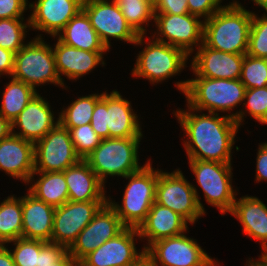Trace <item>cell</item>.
Segmentation results:
<instances>
[{
  "label": "cell",
  "mask_w": 267,
  "mask_h": 266,
  "mask_svg": "<svg viewBox=\"0 0 267 266\" xmlns=\"http://www.w3.org/2000/svg\"><path fill=\"white\" fill-rule=\"evenodd\" d=\"M185 107L188 109L178 107L173 114L187 138L183 146L188 159L232 163V149L241 128L237 122L220 113H203Z\"/></svg>",
  "instance_id": "obj_1"
},
{
  "label": "cell",
  "mask_w": 267,
  "mask_h": 266,
  "mask_svg": "<svg viewBox=\"0 0 267 266\" xmlns=\"http://www.w3.org/2000/svg\"><path fill=\"white\" fill-rule=\"evenodd\" d=\"M177 90L182 92L189 107L208 113H225L235 120L231 111L244 102L246 87L240 79H212L194 77L175 82Z\"/></svg>",
  "instance_id": "obj_2"
},
{
  "label": "cell",
  "mask_w": 267,
  "mask_h": 266,
  "mask_svg": "<svg viewBox=\"0 0 267 266\" xmlns=\"http://www.w3.org/2000/svg\"><path fill=\"white\" fill-rule=\"evenodd\" d=\"M203 24V44L207 47L233 53L247 54L252 11L232 0Z\"/></svg>",
  "instance_id": "obj_3"
},
{
  "label": "cell",
  "mask_w": 267,
  "mask_h": 266,
  "mask_svg": "<svg viewBox=\"0 0 267 266\" xmlns=\"http://www.w3.org/2000/svg\"><path fill=\"white\" fill-rule=\"evenodd\" d=\"M143 137L107 138L84 159L106 185L109 177H126L141 170L145 164L139 163V145Z\"/></svg>",
  "instance_id": "obj_4"
},
{
  "label": "cell",
  "mask_w": 267,
  "mask_h": 266,
  "mask_svg": "<svg viewBox=\"0 0 267 266\" xmlns=\"http://www.w3.org/2000/svg\"><path fill=\"white\" fill-rule=\"evenodd\" d=\"M145 38V35H139L134 43V46L146 45L137 54L134 68L131 70L132 77L144 78L150 84L157 85L181 74L188 67L186 63L190 57L183 50L157 41L152 36L148 41Z\"/></svg>",
  "instance_id": "obj_5"
},
{
  "label": "cell",
  "mask_w": 267,
  "mask_h": 266,
  "mask_svg": "<svg viewBox=\"0 0 267 266\" xmlns=\"http://www.w3.org/2000/svg\"><path fill=\"white\" fill-rule=\"evenodd\" d=\"M151 163L150 160L141 170L124 177L128 184L120 204L108 195L107 202L125 227L138 228L155 202L158 168H153Z\"/></svg>",
  "instance_id": "obj_6"
},
{
  "label": "cell",
  "mask_w": 267,
  "mask_h": 266,
  "mask_svg": "<svg viewBox=\"0 0 267 266\" xmlns=\"http://www.w3.org/2000/svg\"><path fill=\"white\" fill-rule=\"evenodd\" d=\"M38 34L30 39L16 54L11 77L37 90L38 86L53 84L67 90L56 69L52 45L47 44Z\"/></svg>",
  "instance_id": "obj_7"
},
{
  "label": "cell",
  "mask_w": 267,
  "mask_h": 266,
  "mask_svg": "<svg viewBox=\"0 0 267 266\" xmlns=\"http://www.w3.org/2000/svg\"><path fill=\"white\" fill-rule=\"evenodd\" d=\"M180 168L171 173L158 169L155 203L170 208L194 225L206 214L194 184L187 181Z\"/></svg>",
  "instance_id": "obj_8"
},
{
  "label": "cell",
  "mask_w": 267,
  "mask_h": 266,
  "mask_svg": "<svg viewBox=\"0 0 267 266\" xmlns=\"http://www.w3.org/2000/svg\"><path fill=\"white\" fill-rule=\"evenodd\" d=\"M205 201L223 216L232 210L238 191L232 186V163L188 159ZM237 191V192H236Z\"/></svg>",
  "instance_id": "obj_9"
},
{
  "label": "cell",
  "mask_w": 267,
  "mask_h": 266,
  "mask_svg": "<svg viewBox=\"0 0 267 266\" xmlns=\"http://www.w3.org/2000/svg\"><path fill=\"white\" fill-rule=\"evenodd\" d=\"M186 233L152 243L145 250V260L151 266H214L218 260Z\"/></svg>",
  "instance_id": "obj_10"
},
{
  "label": "cell",
  "mask_w": 267,
  "mask_h": 266,
  "mask_svg": "<svg viewBox=\"0 0 267 266\" xmlns=\"http://www.w3.org/2000/svg\"><path fill=\"white\" fill-rule=\"evenodd\" d=\"M155 31L152 37L160 42L183 50L189 57L203 43L204 21L190 13L155 14Z\"/></svg>",
  "instance_id": "obj_11"
},
{
  "label": "cell",
  "mask_w": 267,
  "mask_h": 266,
  "mask_svg": "<svg viewBox=\"0 0 267 266\" xmlns=\"http://www.w3.org/2000/svg\"><path fill=\"white\" fill-rule=\"evenodd\" d=\"M80 160L69 130L60 123L34 143V171L63 172Z\"/></svg>",
  "instance_id": "obj_12"
},
{
  "label": "cell",
  "mask_w": 267,
  "mask_h": 266,
  "mask_svg": "<svg viewBox=\"0 0 267 266\" xmlns=\"http://www.w3.org/2000/svg\"><path fill=\"white\" fill-rule=\"evenodd\" d=\"M82 10L108 50L113 38L134 45L139 37L113 0H83Z\"/></svg>",
  "instance_id": "obj_13"
},
{
  "label": "cell",
  "mask_w": 267,
  "mask_h": 266,
  "mask_svg": "<svg viewBox=\"0 0 267 266\" xmlns=\"http://www.w3.org/2000/svg\"><path fill=\"white\" fill-rule=\"evenodd\" d=\"M135 237L140 238L137 228L125 227L86 255L80 266H140L145 261V249L137 250Z\"/></svg>",
  "instance_id": "obj_14"
},
{
  "label": "cell",
  "mask_w": 267,
  "mask_h": 266,
  "mask_svg": "<svg viewBox=\"0 0 267 266\" xmlns=\"http://www.w3.org/2000/svg\"><path fill=\"white\" fill-rule=\"evenodd\" d=\"M107 201H67L55 207L51 242L69 249Z\"/></svg>",
  "instance_id": "obj_15"
},
{
  "label": "cell",
  "mask_w": 267,
  "mask_h": 266,
  "mask_svg": "<svg viewBox=\"0 0 267 266\" xmlns=\"http://www.w3.org/2000/svg\"><path fill=\"white\" fill-rule=\"evenodd\" d=\"M125 226L115 210L107 202L94 215L93 220L78 234L68 253L80 262L105 241L114 238Z\"/></svg>",
  "instance_id": "obj_16"
},
{
  "label": "cell",
  "mask_w": 267,
  "mask_h": 266,
  "mask_svg": "<svg viewBox=\"0 0 267 266\" xmlns=\"http://www.w3.org/2000/svg\"><path fill=\"white\" fill-rule=\"evenodd\" d=\"M82 3L83 0H35L29 3L30 29L56 37L82 9Z\"/></svg>",
  "instance_id": "obj_17"
},
{
  "label": "cell",
  "mask_w": 267,
  "mask_h": 266,
  "mask_svg": "<svg viewBox=\"0 0 267 266\" xmlns=\"http://www.w3.org/2000/svg\"><path fill=\"white\" fill-rule=\"evenodd\" d=\"M195 51L189 60L195 77L240 79L244 54L219 51L203 43Z\"/></svg>",
  "instance_id": "obj_18"
},
{
  "label": "cell",
  "mask_w": 267,
  "mask_h": 266,
  "mask_svg": "<svg viewBox=\"0 0 267 266\" xmlns=\"http://www.w3.org/2000/svg\"><path fill=\"white\" fill-rule=\"evenodd\" d=\"M58 123L49 101L37 93L12 122V134L35 143Z\"/></svg>",
  "instance_id": "obj_19"
},
{
  "label": "cell",
  "mask_w": 267,
  "mask_h": 266,
  "mask_svg": "<svg viewBox=\"0 0 267 266\" xmlns=\"http://www.w3.org/2000/svg\"><path fill=\"white\" fill-rule=\"evenodd\" d=\"M52 50L55 57L56 69L63 84L66 83L62 78L64 75L69 80H79L89 74L98 65L105 66L104 55L107 51H85L60 42L56 39Z\"/></svg>",
  "instance_id": "obj_20"
},
{
  "label": "cell",
  "mask_w": 267,
  "mask_h": 266,
  "mask_svg": "<svg viewBox=\"0 0 267 266\" xmlns=\"http://www.w3.org/2000/svg\"><path fill=\"white\" fill-rule=\"evenodd\" d=\"M0 171L27 185L34 172V143L14 134L0 140Z\"/></svg>",
  "instance_id": "obj_21"
},
{
  "label": "cell",
  "mask_w": 267,
  "mask_h": 266,
  "mask_svg": "<svg viewBox=\"0 0 267 266\" xmlns=\"http://www.w3.org/2000/svg\"><path fill=\"white\" fill-rule=\"evenodd\" d=\"M188 222L170 208L153 203L145 220L137 228L140 240H146V250L152 243L169 237L179 236L189 229Z\"/></svg>",
  "instance_id": "obj_22"
},
{
  "label": "cell",
  "mask_w": 267,
  "mask_h": 266,
  "mask_svg": "<svg viewBox=\"0 0 267 266\" xmlns=\"http://www.w3.org/2000/svg\"><path fill=\"white\" fill-rule=\"evenodd\" d=\"M137 112L119 91L106 92V127L109 138L143 137Z\"/></svg>",
  "instance_id": "obj_23"
},
{
  "label": "cell",
  "mask_w": 267,
  "mask_h": 266,
  "mask_svg": "<svg viewBox=\"0 0 267 266\" xmlns=\"http://www.w3.org/2000/svg\"><path fill=\"white\" fill-rule=\"evenodd\" d=\"M68 188L69 201H108L106 186L85 160L63 171Z\"/></svg>",
  "instance_id": "obj_24"
},
{
  "label": "cell",
  "mask_w": 267,
  "mask_h": 266,
  "mask_svg": "<svg viewBox=\"0 0 267 266\" xmlns=\"http://www.w3.org/2000/svg\"><path fill=\"white\" fill-rule=\"evenodd\" d=\"M55 207L29 191L22 196V237L51 242Z\"/></svg>",
  "instance_id": "obj_25"
},
{
  "label": "cell",
  "mask_w": 267,
  "mask_h": 266,
  "mask_svg": "<svg viewBox=\"0 0 267 266\" xmlns=\"http://www.w3.org/2000/svg\"><path fill=\"white\" fill-rule=\"evenodd\" d=\"M239 220L242 232L249 238L267 245V205L256 196L236 197L232 210L229 212Z\"/></svg>",
  "instance_id": "obj_26"
},
{
  "label": "cell",
  "mask_w": 267,
  "mask_h": 266,
  "mask_svg": "<svg viewBox=\"0 0 267 266\" xmlns=\"http://www.w3.org/2000/svg\"><path fill=\"white\" fill-rule=\"evenodd\" d=\"M69 46L85 51H108L81 9L56 35L52 37Z\"/></svg>",
  "instance_id": "obj_27"
},
{
  "label": "cell",
  "mask_w": 267,
  "mask_h": 266,
  "mask_svg": "<svg viewBox=\"0 0 267 266\" xmlns=\"http://www.w3.org/2000/svg\"><path fill=\"white\" fill-rule=\"evenodd\" d=\"M35 176L38 179L34 180ZM27 185L29 186L27 190L32 195L54 207L62 206L69 201L68 188L63 172L34 171Z\"/></svg>",
  "instance_id": "obj_28"
},
{
  "label": "cell",
  "mask_w": 267,
  "mask_h": 266,
  "mask_svg": "<svg viewBox=\"0 0 267 266\" xmlns=\"http://www.w3.org/2000/svg\"><path fill=\"white\" fill-rule=\"evenodd\" d=\"M2 92V102L0 105V114L11 123L18 117L21 111L38 93L28 84L10 77Z\"/></svg>",
  "instance_id": "obj_29"
},
{
  "label": "cell",
  "mask_w": 267,
  "mask_h": 266,
  "mask_svg": "<svg viewBox=\"0 0 267 266\" xmlns=\"http://www.w3.org/2000/svg\"><path fill=\"white\" fill-rule=\"evenodd\" d=\"M22 197L14 194L0 203V244L22 237Z\"/></svg>",
  "instance_id": "obj_30"
},
{
  "label": "cell",
  "mask_w": 267,
  "mask_h": 266,
  "mask_svg": "<svg viewBox=\"0 0 267 266\" xmlns=\"http://www.w3.org/2000/svg\"><path fill=\"white\" fill-rule=\"evenodd\" d=\"M102 97V93H93L80 96L72 101L66 108H62L59 114V123L65 128H74L91 122L92 113L96 102Z\"/></svg>",
  "instance_id": "obj_31"
},
{
  "label": "cell",
  "mask_w": 267,
  "mask_h": 266,
  "mask_svg": "<svg viewBox=\"0 0 267 266\" xmlns=\"http://www.w3.org/2000/svg\"><path fill=\"white\" fill-rule=\"evenodd\" d=\"M128 24L138 35L147 34L149 22H154V8L145 0H113ZM145 26V27H144Z\"/></svg>",
  "instance_id": "obj_32"
},
{
  "label": "cell",
  "mask_w": 267,
  "mask_h": 266,
  "mask_svg": "<svg viewBox=\"0 0 267 266\" xmlns=\"http://www.w3.org/2000/svg\"><path fill=\"white\" fill-rule=\"evenodd\" d=\"M246 107L245 110L243 109ZM247 113L250 118L255 119L259 125H267V86L263 88L246 89L243 107L236 110L235 121L238 126L243 125L244 118ZM245 116V117H244Z\"/></svg>",
  "instance_id": "obj_33"
},
{
  "label": "cell",
  "mask_w": 267,
  "mask_h": 266,
  "mask_svg": "<svg viewBox=\"0 0 267 266\" xmlns=\"http://www.w3.org/2000/svg\"><path fill=\"white\" fill-rule=\"evenodd\" d=\"M28 28V29H27ZM29 18L0 19V47L15 54L26 44Z\"/></svg>",
  "instance_id": "obj_34"
},
{
  "label": "cell",
  "mask_w": 267,
  "mask_h": 266,
  "mask_svg": "<svg viewBox=\"0 0 267 266\" xmlns=\"http://www.w3.org/2000/svg\"><path fill=\"white\" fill-rule=\"evenodd\" d=\"M11 243L15 246L9 249L15 266H39L40 249L47 243L46 241L21 237L6 244Z\"/></svg>",
  "instance_id": "obj_35"
},
{
  "label": "cell",
  "mask_w": 267,
  "mask_h": 266,
  "mask_svg": "<svg viewBox=\"0 0 267 266\" xmlns=\"http://www.w3.org/2000/svg\"><path fill=\"white\" fill-rule=\"evenodd\" d=\"M265 12L259 16L252 11L247 55L267 59V11Z\"/></svg>",
  "instance_id": "obj_36"
},
{
  "label": "cell",
  "mask_w": 267,
  "mask_h": 266,
  "mask_svg": "<svg viewBox=\"0 0 267 266\" xmlns=\"http://www.w3.org/2000/svg\"><path fill=\"white\" fill-rule=\"evenodd\" d=\"M240 81L246 89L267 86V59L245 55Z\"/></svg>",
  "instance_id": "obj_37"
},
{
  "label": "cell",
  "mask_w": 267,
  "mask_h": 266,
  "mask_svg": "<svg viewBox=\"0 0 267 266\" xmlns=\"http://www.w3.org/2000/svg\"><path fill=\"white\" fill-rule=\"evenodd\" d=\"M76 154L84 160L101 142V138L89 124L67 128Z\"/></svg>",
  "instance_id": "obj_38"
},
{
  "label": "cell",
  "mask_w": 267,
  "mask_h": 266,
  "mask_svg": "<svg viewBox=\"0 0 267 266\" xmlns=\"http://www.w3.org/2000/svg\"><path fill=\"white\" fill-rule=\"evenodd\" d=\"M90 125L101 139L109 138V129L106 127V91L96 102Z\"/></svg>",
  "instance_id": "obj_39"
},
{
  "label": "cell",
  "mask_w": 267,
  "mask_h": 266,
  "mask_svg": "<svg viewBox=\"0 0 267 266\" xmlns=\"http://www.w3.org/2000/svg\"><path fill=\"white\" fill-rule=\"evenodd\" d=\"M222 1L223 0H187L188 12L205 21L219 9L226 6V4L222 6Z\"/></svg>",
  "instance_id": "obj_40"
},
{
  "label": "cell",
  "mask_w": 267,
  "mask_h": 266,
  "mask_svg": "<svg viewBox=\"0 0 267 266\" xmlns=\"http://www.w3.org/2000/svg\"><path fill=\"white\" fill-rule=\"evenodd\" d=\"M28 3V0H0V19L25 18Z\"/></svg>",
  "instance_id": "obj_41"
},
{
  "label": "cell",
  "mask_w": 267,
  "mask_h": 266,
  "mask_svg": "<svg viewBox=\"0 0 267 266\" xmlns=\"http://www.w3.org/2000/svg\"><path fill=\"white\" fill-rule=\"evenodd\" d=\"M68 249L62 245L47 242L40 249V261L39 266H51L58 262L66 253Z\"/></svg>",
  "instance_id": "obj_42"
},
{
  "label": "cell",
  "mask_w": 267,
  "mask_h": 266,
  "mask_svg": "<svg viewBox=\"0 0 267 266\" xmlns=\"http://www.w3.org/2000/svg\"><path fill=\"white\" fill-rule=\"evenodd\" d=\"M155 14L181 15L188 12L187 0H161L154 9Z\"/></svg>",
  "instance_id": "obj_43"
},
{
  "label": "cell",
  "mask_w": 267,
  "mask_h": 266,
  "mask_svg": "<svg viewBox=\"0 0 267 266\" xmlns=\"http://www.w3.org/2000/svg\"><path fill=\"white\" fill-rule=\"evenodd\" d=\"M256 157V174L255 181L257 183L267 182V141L259 143Z\"/></svg>",
  "instance_id": "obj_44"
},
{
  "label": "cell",
  "mask_w": 267,
  "mask_h": 266,
  "mask_svg": "<svg viewBox=\"0 0 267 266\" xmlns=\"http://www.w3.org/2000/svg\"><path fill=\"white\" fill-rule=\"evenodd\" d=\"M15 53L0 47V77L3 75L11 77L14 68Z\"/></svg>",
  "instance_id": "obj_45"
},
{
  "label": "cell",
  "mask_w": 267,
  "mask_h": 266,
  "mask_svg": "<svg viewBox=\"0 0 267 266\" xmlns=\"http://www.w3.org/2000/svg\"><path fill=\"white\" fill-rule=\"evenodd\" d=\"M8 245L0 244V266H15L11 252Z\"/></svg>",
  "instance_id": "obj_46"
},
{
  "label": "cell",
  "mask_w": 267,
  "mask_h": 266,
  "mask_svg": "<svg viewBox=\"0 0 267 266\" xmlns=\"http://www.w3.org/2000/svg\"><path fill=\"white\" fill-rule=\"evenodd\" d=\"M12 134V123L0 114V140Z\"/></svg>",
  "instance_id": "obj_47"
},
{
  "label": "cell",
  "mask_w": 267,
  "mask_h": 266,
  "mask_svg": "<svg viewBox=\"0 0 267 266\" xmlns=\"http://www.w3.org/2000/svg\"><path fill=\"white\" fill-rule=\"evenodd\" d=\"M51 266H80V263L76 261L68 252L56 263Z\"/></svg>",
  "instance_id": "obj_48"
},
{
  "label": "cell",
  "mask_w": 267,
  "mask_h": 266,
  "mask_svg": "<svg viewBox=\"0 0 267 266\" xmlns=\"http://www.w3.org/2000/svg\"><path fill=\"white\" fill-rule=\"evenodd\" d=\"M261 249V255L258 259H255L261 266H267V245L263 246Z\"/></svg>",
  "instance_id": "obj_49"
},
{
  "label": "cell",
  "mask_w": 267,
  "mask_h": 266,
  "mask_svg": "<svg viewBox=\"0 0 267 266\" xmlns=\"http://www.w3.org/2000/svg\"><path fill=\"white\" fill-rule=\"evenodd\" d=\"M254 5L259 6V8H262V11H267V0H251Z\"/></svg>",
  "instance_id": "obj_50"
},
{
  "label": "cell",
  "mask_w": 267,
  "mask_h": 266,
  "mask_svg": "<svg viewBox=\"0 0 267 266\" xmlns=\"http://www.w3.org/2000/svg\"><path fill=\"white\" fill-rule=\"evenodd\" d=\"M245 266H261L256 260L255 258H249L247 261H246V264H244Z\"/></svg>",
  "instance_id": "obj_51"
},
{
  "label": "cell",
  "mask_w": 267,
  "mask_h": 266,
  "mask_svg": "<svg viewBox=\"0 0 267 266\" xmlns=\"http://www.w3.org/2000/svg\"><path fill=\"white\" fill-rule=\"evenodd\" d=\"M154 9L158 6L161 0H145Z\"/></svg>",
  "instance_id": "obj_52"
},
{
  "label": "cell",
  "mask_w": 267,
  "mask_h": 266,
  "mask_svg": "<svg viewBox=\"0 0 267 266\" xmlns=\"http://www.w3.org/2000/svg\"><path fill=\"white\" fill-rule=\"evenodd\" d=\"M140 266H151L146 260Z\"/></svg>",
  "instance_id": "obj_53"
}]
</instances>
